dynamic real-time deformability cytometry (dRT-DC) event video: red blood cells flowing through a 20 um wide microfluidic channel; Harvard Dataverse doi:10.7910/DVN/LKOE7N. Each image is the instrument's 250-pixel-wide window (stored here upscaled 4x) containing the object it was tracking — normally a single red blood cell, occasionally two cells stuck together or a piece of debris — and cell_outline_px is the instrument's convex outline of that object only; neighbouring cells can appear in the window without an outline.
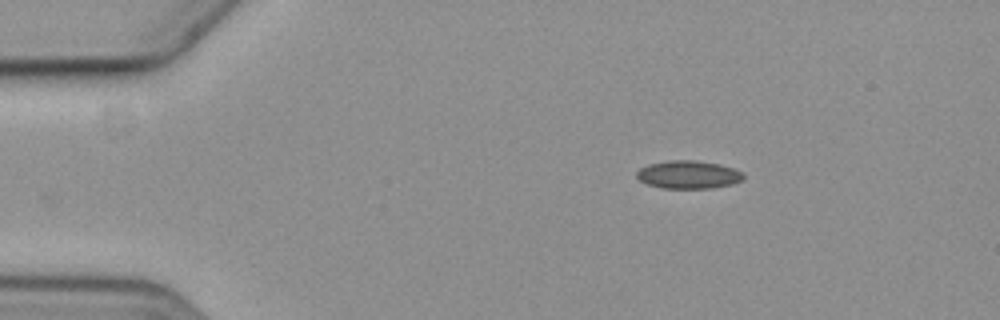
{"species": "common noctule bat (a hibernating species)", "species_latin": "Nyctalus noctula", "temperature_condition": "cold", "stored_images_in_passage": 2, "camera_frame_rate_fps": 3000, "um_per_image_px": 0.085, "animal": {"sex": "female", "body_mass_g": 19.3, "forearm_length_mm": 54.1}, "frame": {"image": 1, "passage_image": 2, "time_ms": 1.0, "image_size_px": [1000, 320], "cell_outline_px": [[744, 176], [740, 180], [732, 184], [712, 188], [664, 188], [648, 184], [640, 180], [636, 176], [636, 172], [640, 168], [648, 164], [672, 160], [692, 160], [720, 164], [744, 172]], "centroid_in_image_um": [58.51, 14.84], "position_along_channel_um": 26.5, "area_um2": 17.28}}